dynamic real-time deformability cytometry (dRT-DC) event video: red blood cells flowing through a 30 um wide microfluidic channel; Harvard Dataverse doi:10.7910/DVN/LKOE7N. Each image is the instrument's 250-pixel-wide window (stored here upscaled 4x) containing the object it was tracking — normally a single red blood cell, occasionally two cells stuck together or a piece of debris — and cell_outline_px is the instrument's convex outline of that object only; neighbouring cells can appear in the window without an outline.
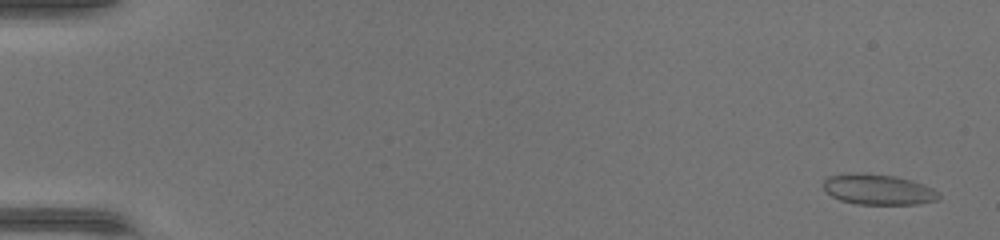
{"species": "common noctule bat (a hibernating species)", "species_latin": "Nyctalus noctula", "temperature_condition": "warm", "stored_images_in_passage": 47, "camera_frame_rate_fps": 3000, "um_per_image_px": 0.085, "animal": {"sex": "female", "body_mass_g": 17.0, "forearm_length_mm": 48.0}, "frame": {"image": 1, "passage_image": 2, "time_ms": 0.333, "image_size_px": [1000, 240], "cell_outline_px": [[940, 200], [920, 204], [856, 204], [840, 200], [832, 196], [824, 188], [824, 180], [828, 176], [848, 172], [896, 176], [912, 180], [924, 184], [940, 192]], "centroid_in_image_um": [74.69, 16.11], "position_along_channel_um": 10.3, "area_um2": 20.69}}
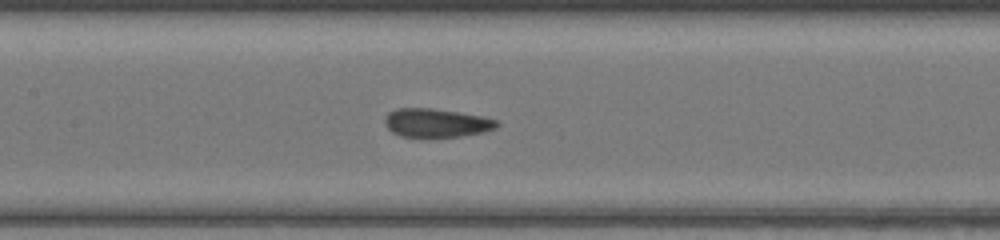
{"frame": {"image": 2, "passage_image": 24, "time_ms": 7.667, "image_size_px": [1000, 240], "cell_outline_px": [[500, 124], [496, 128], [484, 132], [460, 136], [400, 136], [392, 132], [384, 124], [384, 120], [388, 112], [396, 108], [432, 108], [480, 116], [500, 120]], "centroid_in_image_um": [37.09, 10.43], "position_along_channel_um": 170.3, "area_um2": 18.55}}
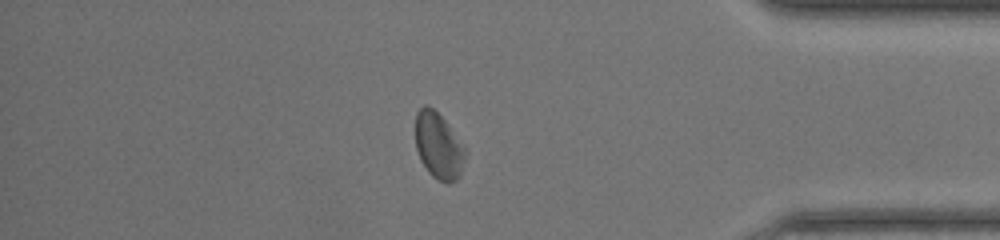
{"frame": {"image": 3, "passage_image": 41, "time_ms": 13.333, "image_size_px": [1000, 240], "cell_outline_px": [[468, 152], [460, 176], [456, 180], [448, 184], [432, 176], [428, 172], [420, 160], [416, 148], [416, 112], [424, 104], [428, 104], [444, 120]], "centroid_in_image_um": [37.28, 12.42], "position_along_channel_um": 397.9, "area_um2": 19.25}}